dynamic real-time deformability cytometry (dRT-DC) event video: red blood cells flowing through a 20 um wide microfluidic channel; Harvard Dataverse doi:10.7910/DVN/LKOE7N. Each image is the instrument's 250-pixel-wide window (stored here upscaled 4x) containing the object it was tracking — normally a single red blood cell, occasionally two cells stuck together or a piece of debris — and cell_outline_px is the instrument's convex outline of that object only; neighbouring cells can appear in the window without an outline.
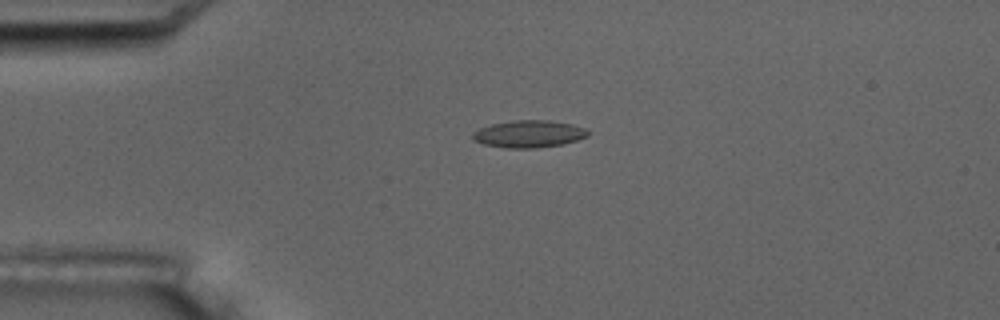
{"species": "common noctule bat (a hibernating species)", "species_latin": "Nyctalus noctula", "temperature_condition": "room temperature", "stored_images_in_passage": 5, "camera_frame_rate_fps": 3000, "um_per_image_px": 0.085, "animal": {"sex": "male", "body_mass_g": 17.5, "forearm_length_mm": 52.3}, "frame": {"image": 1, "passage_image": 4, "time_ms": 4.333, "image_size_px": [1000, 320], "cell_outline_px": [[588, 136], [576, 140], [560, 144], [536, 148], [508, 148], [484, 144], [472, 140], [472, 132], [480, 128], [492, 124], [512, 120], [548, 120], [572, 124], [584, 128], [588, 132]], "centroid_in_image_um": [44.91, 11.38], "position_along_channel_um": 40.1, "area_um2": 18.15}}